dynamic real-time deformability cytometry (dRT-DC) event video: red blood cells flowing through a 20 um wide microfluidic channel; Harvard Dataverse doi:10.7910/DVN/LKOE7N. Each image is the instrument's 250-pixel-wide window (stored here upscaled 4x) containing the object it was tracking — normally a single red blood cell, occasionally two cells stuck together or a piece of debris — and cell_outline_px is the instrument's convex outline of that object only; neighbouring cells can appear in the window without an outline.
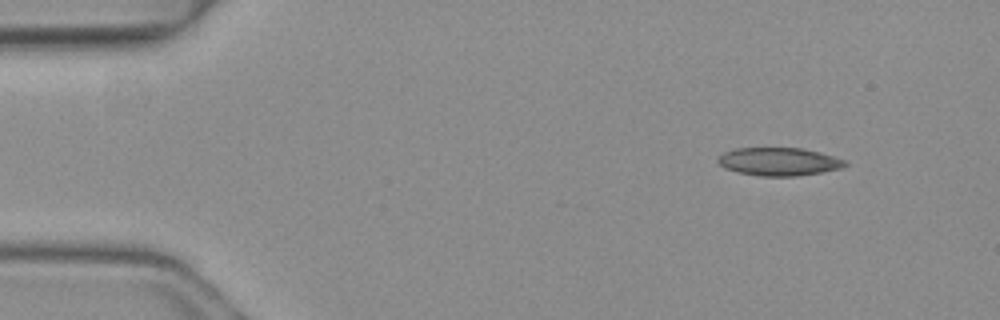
{"species": "common noctule bat (a hibernating species)", "species_latin": "Nyctalus noctula", "temperature_condition": "warm", "stored_images_in_passage": 4, "camera_frame_rate_fps": 3000, "um_per_image_px": 0.085, "animal": {"sex": "female", "body_mass_g": 19.3, "forearm_length_mm": 54.1}, "frame": {"image": 1, "passage_image": 1, "time_ms": 0.0, "image_size_px": [1000, 320], "cell_outline_px": [[848, 164], [840, 168], [820, 172], [796, 176], [760, 176], [740, 172], [724, 168], [716, 160], [724, 152], [736, 148], [800, 148], [820, 152], [848, 160]], "centroid_in_image_um": [66.23, 13.73], "position_along_channel_um": 18.8, "area_um2": 20.69}}
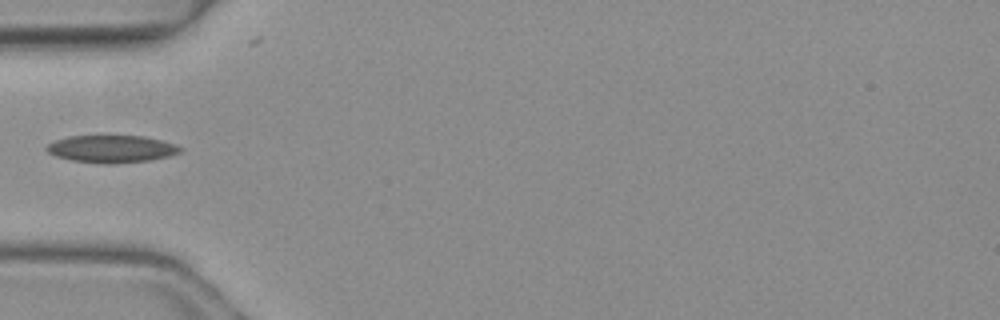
{"frame": {"image": 2, "passage_image": 4, "time_ms": 1.0, "image_size_px": [1000, 320], "cell_outline_px": [[184, 148], [180, 152], [168, 156], [148, 160], [112, 164], [108, 164], [72, 160], [56, 156], [48, 152], [44, 148], [48, 144], [56, 140], [68, 136], [144, 136], [176, 144]], "centroid_in_image_um": [9.48, 12.65], "position_along_channel_um": 75.5, "area_um2": 21.15}}